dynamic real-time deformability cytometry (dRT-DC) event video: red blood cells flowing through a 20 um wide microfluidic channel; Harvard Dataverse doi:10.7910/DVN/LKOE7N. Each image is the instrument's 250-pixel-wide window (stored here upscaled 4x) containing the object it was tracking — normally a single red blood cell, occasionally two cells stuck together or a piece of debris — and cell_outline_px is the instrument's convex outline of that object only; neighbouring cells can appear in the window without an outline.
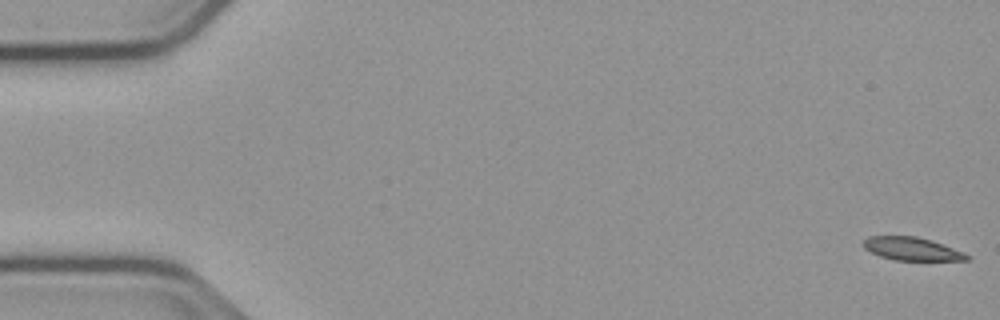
{"species": "common noctule bat (a hibernating species)", "species_latin": "Nyctalus noctula", "temperature_condition": "cold", "stored_images_in_passage": 55, "camera_frame_rate_fps": 3000, "um_per_image_px": 0.085, "animal": {"sex": "male", "body_mass_g": 23.1, "forearm_length_mm": 52.7}, "frame": {"image": 1, "passage_image": 1, "time_ms": 0.0, "image_size_px": [1000, 320], "cell_outline_px": [[968, 260], [892, 260], [880, 256], [864, 248], [860, 244], [868, 236], [916, 236], [932, 240], [952, 248], [968, 256]], "centroid_in_image_um": [77.41, 21.14], "position_along_channel_um": 7.6, "area_um2": 13.76}}
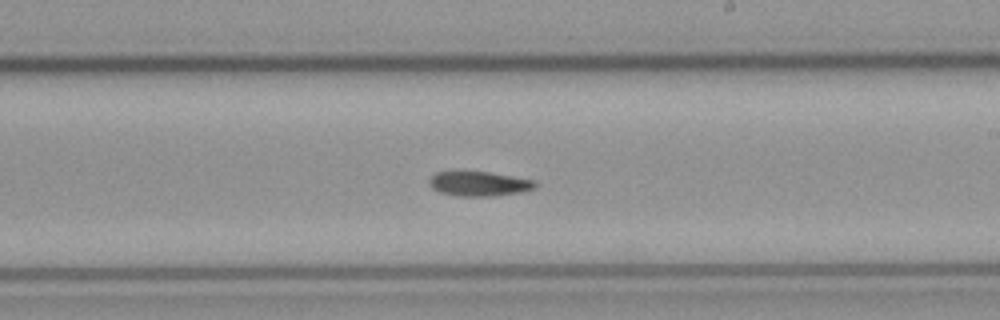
{"frame": {"image": 2, "passage_image": 32, "time_ms": 10.333, "image_size_px": [1000, 320], "cell_outline_px": [[536, 188], [520, 192], [496, 196], [456, 196], [440, 192], [432, 188], [428, 184], [428, 180], [436, 172], [456, 168], [460, 168], [488, 172], [536, 180]], "centroid_in_image_um": [40.64, 15.57], "position_along_channel_um": 248.4, "area_um2": 16.01}}
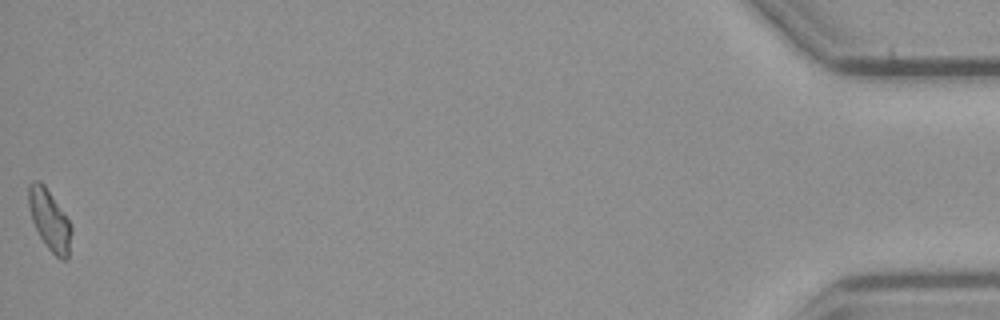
{"frame": {"image": 3, "passage_image": 55, "time_ms": 18.0, "image_size_px": [1000, 320], "cell_outline_px": [[72, 232], [68, 260], [60, 260], [48, 248], [40, 236], [32, 220], [28, 208], [28, 184], [32, 180], [40, 180], [44, 184], [68, 220], [72, 228]], "centroid_in_image_um": [4.2, 18.7], "position_along_channel_um": 431.0, "area_um2": 15.09}, "authors_computed_cell_mechanics": {"area_um2": 15.4326, "velocity_mm_per_s": 3.7595, "shape_relaxation_time_tau1_ms": 5.2495, "shape_relaxation_time_tau2_ms": null, "deformation_change_tau1": 0.1508, "deformation_change_tau2": null}}